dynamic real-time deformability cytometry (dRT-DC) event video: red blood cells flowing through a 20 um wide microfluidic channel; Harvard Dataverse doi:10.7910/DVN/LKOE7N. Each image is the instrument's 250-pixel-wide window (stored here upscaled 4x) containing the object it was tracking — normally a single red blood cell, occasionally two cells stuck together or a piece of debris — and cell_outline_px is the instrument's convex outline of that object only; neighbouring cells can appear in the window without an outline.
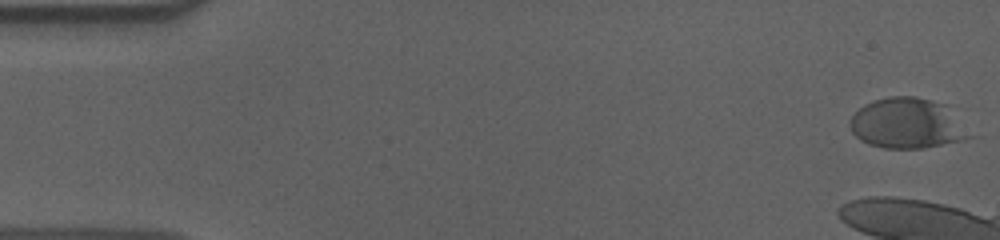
{"species": "human", "species_latin": "Homo sapiens", "temperature_condition": "cold", "stored_images_in_passage": 11, "camera_frame_rate_fps": 3000, "um_per_image_px": 0.085, "donor": {"sex": "male"}, "frame": {"image": 1, "passage_image": 1, "time_ms": 0.0, "image_size_px": [1000, 240], "cell_outline_px": [[980, 136], [964, 140], [924, 148], [884, 148], [868, 144], [860, 140], [852, 132], [848, 124], [852, 116], [864, 104], [872, 100], [888, 96], [916, 96], [948, 104]], "centroid_in_image_um": [77.26, 10.48], "position_along_channel_um": 7.7, "area_um2": 36.47}}